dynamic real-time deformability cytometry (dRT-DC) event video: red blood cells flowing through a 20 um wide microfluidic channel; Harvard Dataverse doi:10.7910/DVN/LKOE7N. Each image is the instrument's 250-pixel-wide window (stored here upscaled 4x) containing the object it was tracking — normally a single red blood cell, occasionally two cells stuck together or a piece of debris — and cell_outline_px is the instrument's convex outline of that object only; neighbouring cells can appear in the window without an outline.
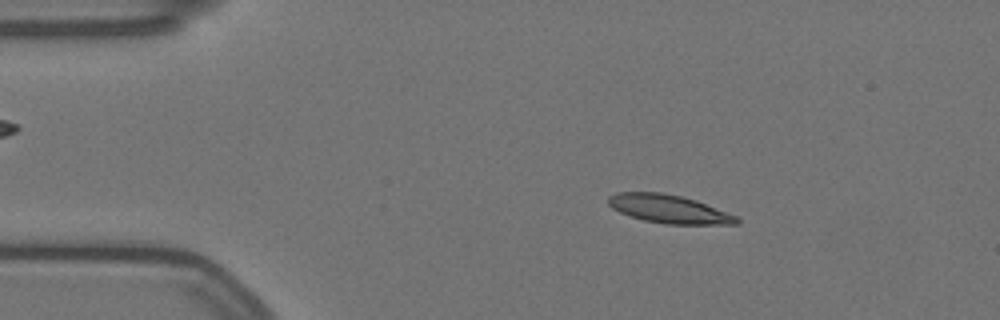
{"species": "Egyptian fruit bat (a non-hibernating species)", "species_latin": "Rousettus aegyptiacus", "temperature_condition": "warm", "stored_images_in_passage": 17, "camera_frame_rate_fps": 3000, "um_per_image_px": 0.085, "animal": {"sex": "female"}, "frame": {"image": 1, "passage_image": 7, "time_ms": 2.0, "image_size_px": [1000, 320], "cell_outline_px": [[740, 224], [664, 224], [644, 220], [620, 212], [612, 208], [608, 204], [608, 196], [616, 192], [660, 192], [680, 196], [696, 200], [736, 216], [740, 220]], "centroid_in_image_um": [56.84, 17.76], "position_along_channel_um": 28.2, "area_um2": 21.04}}
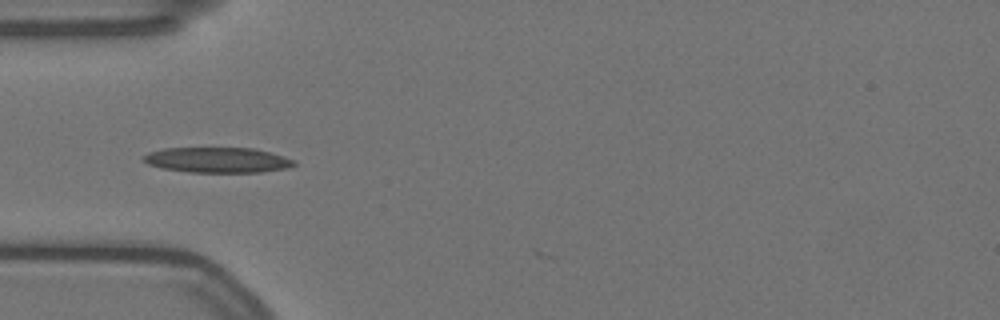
{"frame": {"image": 2, "passage_image": 15, "time_ms": 4.667, "image_size_px": [1000, 320], "cell_outline_px": [[296, 164], [288, 168], [260, 172], [188, 172], [160, 168], [148, 164], [140, 160], [140, 156], [148, 152], [164, 148], [256, 148], [284, 156], [296, 160]], "centroid_in_image_um": [18.45, 13.6], "position_along_channel_um": 66.6, "area_um2": 22.54}}